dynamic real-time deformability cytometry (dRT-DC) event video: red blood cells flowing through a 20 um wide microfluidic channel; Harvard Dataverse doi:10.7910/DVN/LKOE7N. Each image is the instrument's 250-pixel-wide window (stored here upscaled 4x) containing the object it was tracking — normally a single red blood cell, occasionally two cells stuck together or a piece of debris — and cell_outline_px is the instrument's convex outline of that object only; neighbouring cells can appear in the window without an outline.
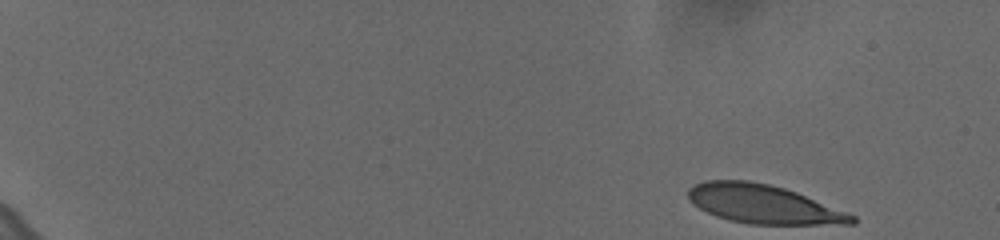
{"species": "human", "species_latin": "Homo sapiens", "temperature_condition": "cold", "stored_images_in_passage": 54, "camera_frame_rate_fps": 3000, "um_per_image_px": 0.085, "donor": {"sex": "female"}, "frame": {"image": 1, "passage_image": 1, "time_ms": 0.0, "image_size_px": [1000, 240], "cell_outline_px": [[856, 224], [748, 224], [716, 216], [692, 204], [688, 200], [688, 188], [692, 184], [704, 180], [748, 180], [768, 184], [784, 188], [796, 192], [856, 216]], "centroid_in_image_um": [64.84, 17.34], "position_along_channel_um": 20.2, "area_um2": 36.82}}
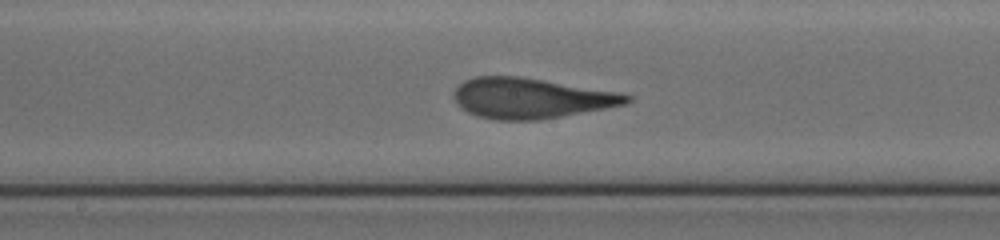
{"frame": {"image": 2, "passage_image": 30, "time_ms": 9.667, "image_size_px": [1000, 240], "cell_outline_px": [[632, 100], [628, 104], [540, 120], [496, 120], [476, 116], [460, 108], [456, 104], [452, 96], [452, 92], [464, 80], [476, 76], [516, 76], [544, 80], [620, 92], [632, 96]], "centroid_in_image_um": [45.1, 8.35], "position_along_channel_um": 203.1, "area_um2": 40.92}}
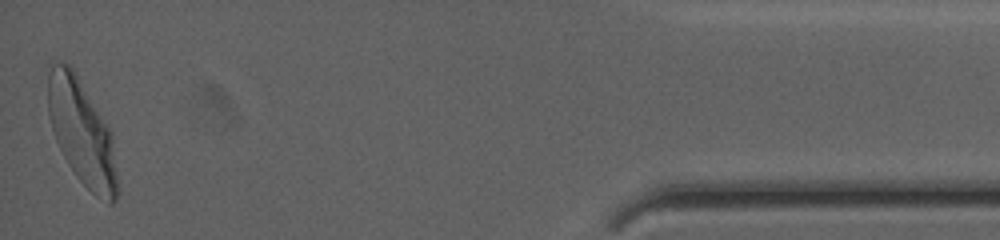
{"frame": {"image": 3, "passage_image": 54, "time_ms": 17.667, "image_size_px": [1000, 240], "cell_outline_px": [[120, 192], [116, 200], [112, 204], [108, 204], [96, 196], [76, 176], [68, 164], [56, 140], [48, 116], [48, 76], [52, 64], [68, 64], [76, 72], [112, 132], [120, 188]], "centroid_in_image_um": [7.01, 11.33], "position_along_channel_um": 428.2, "area_um2": 42.89}, "authors_computed_cell_mechanics": {"area_um2": 39.7953, "velocity_mm_per_s": 3.6041, "shape_relaxation_time_tau1_ms": 4.6255, "shape_relaxation_time_tau2_ms": 0.9748, "deformation_change_tau1": 0.1989, "deformation_change_tau2": 0.077}}